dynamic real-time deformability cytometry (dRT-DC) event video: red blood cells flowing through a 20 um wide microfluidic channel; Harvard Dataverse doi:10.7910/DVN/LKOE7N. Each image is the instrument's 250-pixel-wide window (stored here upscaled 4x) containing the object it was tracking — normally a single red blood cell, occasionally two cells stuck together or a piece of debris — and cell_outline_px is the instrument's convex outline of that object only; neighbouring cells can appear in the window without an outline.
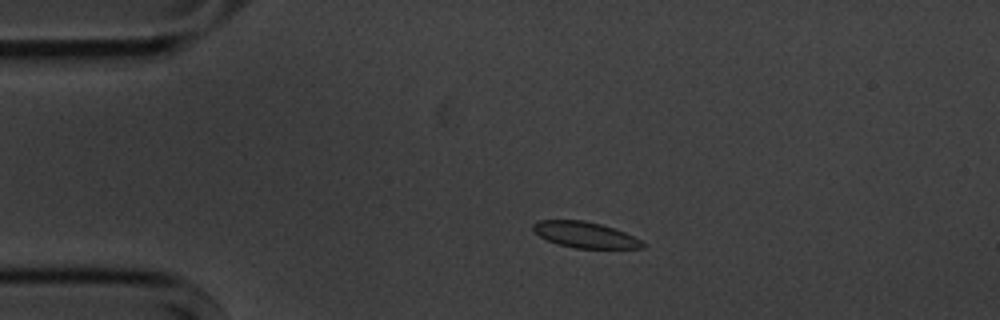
{"species": "common noctule bat (a hibernating species)", "species_latin": "Nyctalus noctula", "temperature_condition": "cold", "stored_images_in_passage": 53, "camera_frame_rate_fps": 3000, "um_per_image_px": 0.085, "animal": {"sex": "male", "body_mass_g": 20.1, "forearm_length_mm": 53.5}, "frame": {"image": 1, "passage_image": 9, "time_ms": 2.667, "image_size_px": [1000, 320], "cell_outline_px": [[648, 244], [644, 248], [572, 248], [548, 240], [532, 232], [532, 224], [536, 220], [584, 220], [600, 224], [624, 232]], "centroid_in_image_um": [49.7, 19.95], "position_along_channel_um": 35.3, "area_um2": 16.53}}
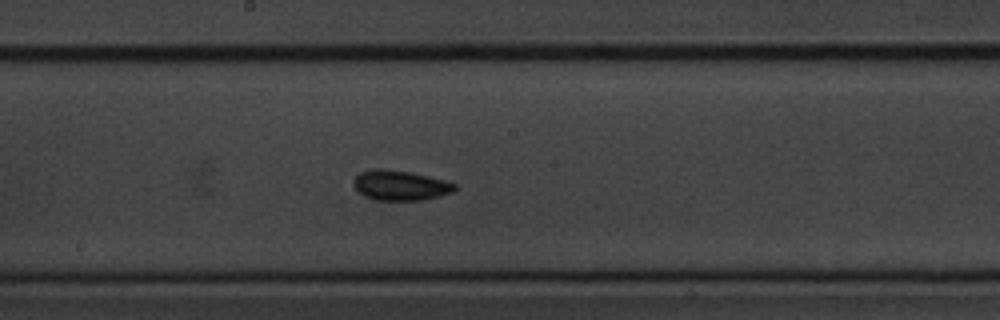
{"frame": {"image": 2, "passage_image": 27, "time_ms": 8.667, "image_size_px": [1000, 320], "cell_outline_px": [[456, 188], [452, 192], [440, 196], [420, 200], [376, 200], [364, 196], [356, 188], [352, 180], [360, 172], [376, 168], [412, 172], [444, 180], [456, 184]], "centroid_in_image_um": [34.02, 15.75], "position_along_channel_um": 214.2, "area_um2": 17.57}}
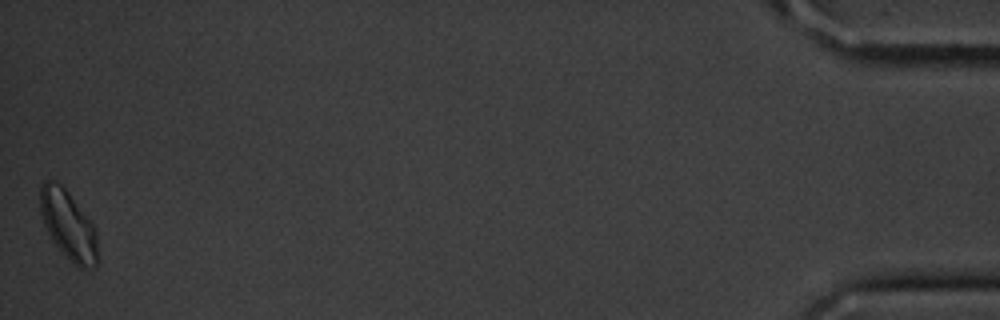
{"frame": {"image": 3, "passage_image": 53, "time_ms": 17.333, "image_size_px": [1000, 320], "cell_outline_px": [[96, 268], [76, 268], [64, 256], [52, 240], [44, 224], [40, 212], [40, 188], [44, 180], [52, 180], [60, 184], [68, 192], [96, 228]], "centroid_in_image_um": [5.79, 19.16], "position_along_channel_um": 429.4, "area_um2": 23.06}, "authors_computed_cell_mechanics": {"area_um2": 16.9354, "velocity_mm_per_s": 3.5693, "shape_relaxation_time_tau1_ms": 3.2556, "shape_relaxation_time_tau2_ms": null, "deformation_change_tau1": 0.0749, "deformation_change_tau2": null}}